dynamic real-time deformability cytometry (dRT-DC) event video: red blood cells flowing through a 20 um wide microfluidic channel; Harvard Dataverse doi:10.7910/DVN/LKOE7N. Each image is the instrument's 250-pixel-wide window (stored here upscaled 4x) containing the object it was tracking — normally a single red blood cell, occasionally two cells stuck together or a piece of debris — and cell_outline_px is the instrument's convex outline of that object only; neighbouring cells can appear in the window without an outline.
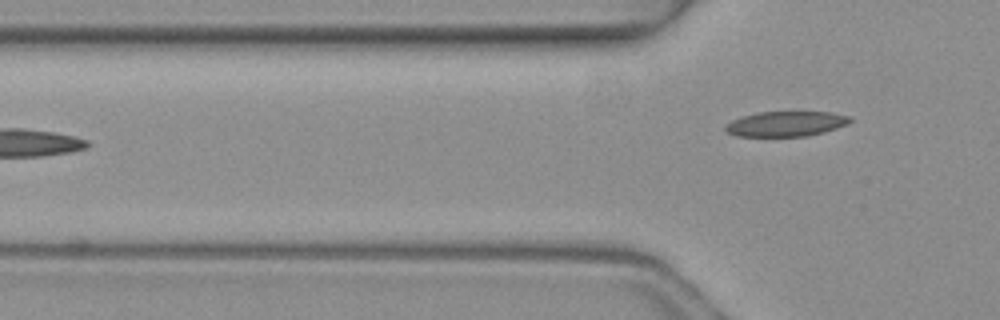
{"species": "common noctule bat (a hibernating species)", "species_latin": "Nyctalus noctula", "temperature_condition": "warm", "stored_images_in_passage": 5, "camera_frame_rate_fps": 3000, "um_per_image_px": 0.085, "animal": {"sex": "female", "body_mass_g": 19.3, "forearm_length_mm": 54.1}, "frame": {"image": 1, "passage_image": 5, "time_ms": 1.333, "image_size_px": [1000, 320], "cell_outline_px": [[852, 120], [848, 124], [824, 132], [808, 136], [736, 136], [728, 132], [724, 128], [732, 120], [740, 116], [756, 112], [832, 112], [852, 116]], "centroid_in_image_um": [66.84, 10.52], "position_along_channel_um": 59.0, "area_um2": 18.32}}